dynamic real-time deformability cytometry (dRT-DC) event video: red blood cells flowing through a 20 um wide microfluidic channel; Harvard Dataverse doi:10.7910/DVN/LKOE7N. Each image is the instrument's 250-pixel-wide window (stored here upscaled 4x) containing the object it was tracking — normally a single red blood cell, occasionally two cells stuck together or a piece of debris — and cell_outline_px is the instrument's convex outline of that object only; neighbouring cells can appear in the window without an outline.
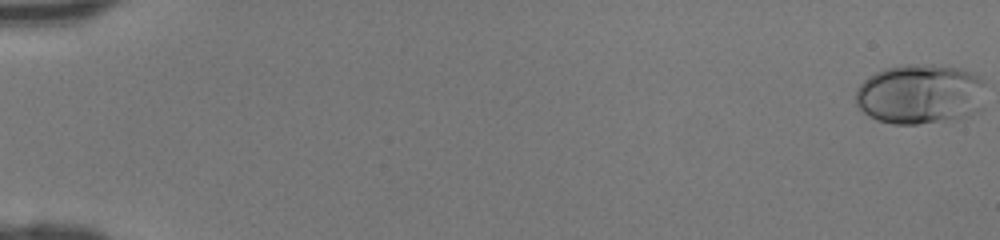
{"species": "human", "species_latin": "Homo sapiens", "temperature_condition": "room temperature", "stored_images_in_passage": 47, "camera_frame_rate_fps": 3000, "um_per_image_px": 0.085, "donor": {"sex": "female"}, "frame": {"image": 1, "passage_image": 1, "time_ms": 0.0, "image_size_px": [1000, 240], "cell_outline_px": [[984, 108], [980, 112], [964, 120], [916, 124], [892, 124], [876, 120], [868, 116], [856, 104], [856, 88], [868, 76], [884, 68], [900, 64], [932, 64], [960, 68], [976, 72], [984, 76]], "centroid_in_image_um": [78.31, 8.01], "position_along_channel_um": 6.7, "area_um2": 47.28}}
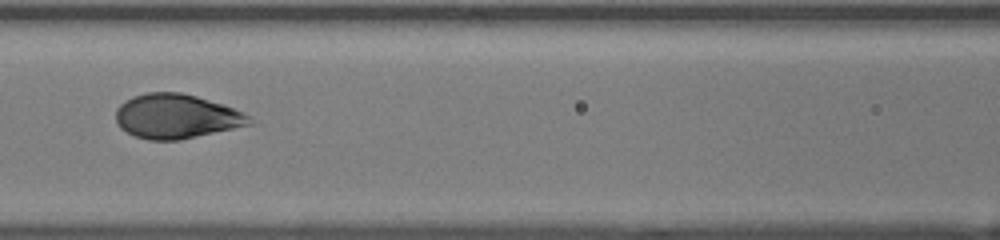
{"frame": {"image": 2, "passage_image": 23, "time_ms": 7.333, "image_size_px": [1000, 240], "cell_outline_px": [[256, 124], [180, 140], [148, 140], [136, 136], [120, 128], [116, 120], [116, 108], [124, 100], [132, 96], [148, 92], [180, 92], [196, 96], [244, 112]], "centroid_in_image_um": [14.99, 9.89], "position_along_channel_um": 151.6, "area_um2": 34.68}}
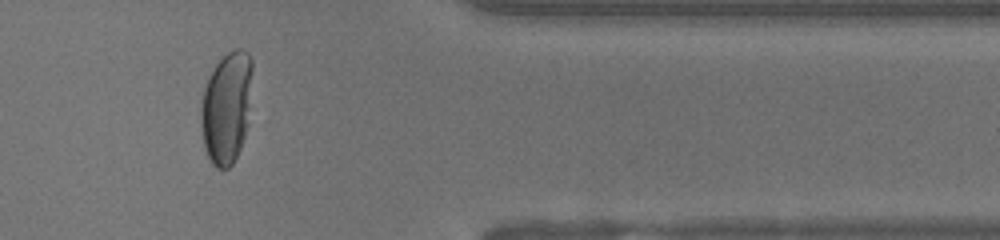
{"frame": {"image": 3, "passage_image": 40, "time_ms": 13.0, "image_size_px": [1000, 240], "cell_outline_px": [[252, 72], [248, 124], [240, 148], [232, 164], [228, 168], [216, 168], [212, 164], [204, 148], [200, 124], [200, 104], [204, 88], [208, 76], [216, 64], [228, 52], [236, 48], [240, 48], [248, 52], [252, 60]], "centroid_in_image_um": [19.24, 9.13], "position_along_channel_um": 392.2, "area_um2": 33.81}}